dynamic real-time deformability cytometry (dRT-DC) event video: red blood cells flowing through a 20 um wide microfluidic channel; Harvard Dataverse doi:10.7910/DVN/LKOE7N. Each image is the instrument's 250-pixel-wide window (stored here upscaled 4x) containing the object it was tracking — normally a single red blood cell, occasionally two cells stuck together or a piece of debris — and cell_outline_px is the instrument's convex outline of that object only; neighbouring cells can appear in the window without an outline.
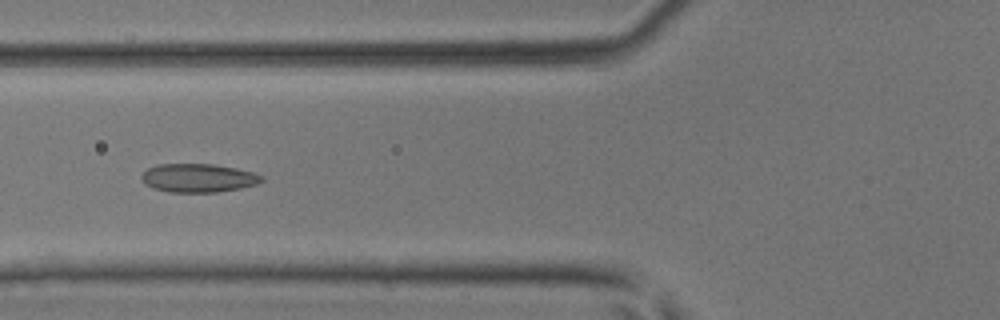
{"species": "common noctule bat (a hibernating species)", "species_latin": "Nyctalus noctula", "temperature_condition": "room temperature", "stored_images_in_passage": 42, "camera_frame_rate_fps": 3000, "um_per_image_px": 0.085, "animal": {"sex": "male", "body_mass_g": 17.9, "forearm_length_mm": 54.2}, "frame": {"image": 1, "passage_image": 18, "time_ms": 5.667, "image_size_px": [1000, 320], "cell_outline_px": [[264, 180], [256, 184], [240, 188], [216, 192], [172, 192], [152, 188], [144, 184], [140, 176], [148, 168], [156, 164], [212, 164], [236, 168], [252, 172], [264, 176]], "centroid_in_image_um": [16.83, 15.12], "position_along_channel_um": 109.0, "area_um2": 20.0}}
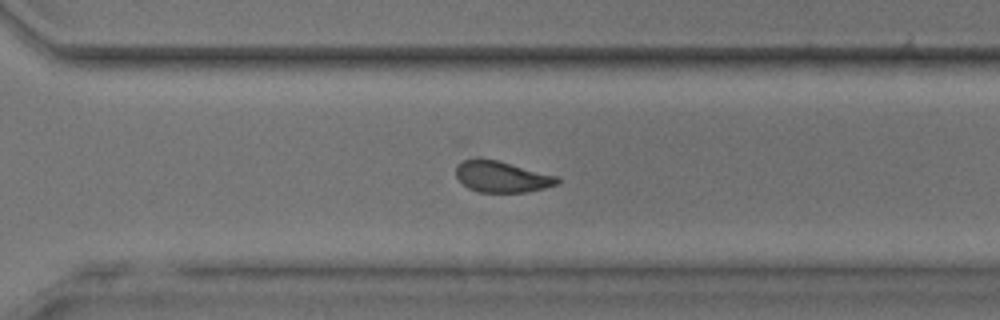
{"frame": {"image": 2, "passage_image": 33, "time_ms": 10.667, "image_size_px": [1000, 320], "cell_outline_px": [[560, 180], [556, 184], [544, 188], [524, 192], [480, 192], [468, 188], [456, 176], [456, 168], [464, 160], [476, 156], [500, 160], [556, 176]], "centroid_in_image_um": [42.62, 14.99], "position_along_channel_um": 328.0, "area_um2": 18.44}}
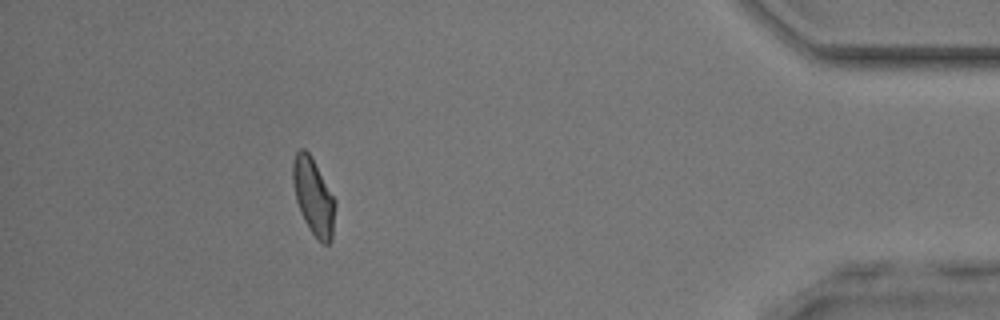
{"frame": {"image": 3, "passage_image": 42, "time_ms": 13.667, "image_size_px": [1000, 320], "cell_outline_px": [[336, 204], [332, 240], [328, 244], [324, 244], [312, 232], [304, 220], [300, 212], [296, 200], [292, 180], [292, 160], [296, 152], [300, 148], [304, 148], [308, 152], [336, 200]], "centroid_in_image_um": [26.64, 16.7], "position_along_channel_um": 408.6, "area_um2": 18.79}}